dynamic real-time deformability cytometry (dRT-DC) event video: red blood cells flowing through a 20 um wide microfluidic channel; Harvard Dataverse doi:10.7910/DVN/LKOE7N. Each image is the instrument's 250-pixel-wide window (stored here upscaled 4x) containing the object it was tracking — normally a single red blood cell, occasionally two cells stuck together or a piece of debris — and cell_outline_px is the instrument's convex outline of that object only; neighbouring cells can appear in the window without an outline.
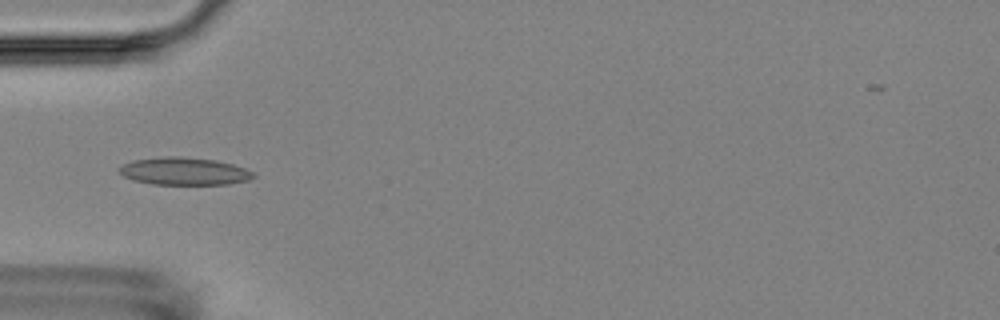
{"species": "Egyptian fruit bat (a non-hibernating species)", "species_latin": "Rousettus aegyptiacus", "temperature_condition": "room temperature", "stored_images_in_passage": 5, "camera_frame_rate_fps": 3000, "um_per_image_px": 0.085, "animal": {"sex": "female"}, "frame": {"image": 1, "passage_image": 5, "time_ms": 5.0, "image_size_px": [1000, 320], "cell_outline_px": [[256, 176], [248, 180], [228, 184], [152, 184], [132, 180], [124, 176], [120, 172], [120, 168], [124, 164], [132, 160], [164, 156], [180, 156], [216, 160], [232, 164], [244, 168], [252, 172]], "centroid_in_image_um": [15.65, 14.55], "position_along_channel_um": 69.3, "area_um2": 21.44}}